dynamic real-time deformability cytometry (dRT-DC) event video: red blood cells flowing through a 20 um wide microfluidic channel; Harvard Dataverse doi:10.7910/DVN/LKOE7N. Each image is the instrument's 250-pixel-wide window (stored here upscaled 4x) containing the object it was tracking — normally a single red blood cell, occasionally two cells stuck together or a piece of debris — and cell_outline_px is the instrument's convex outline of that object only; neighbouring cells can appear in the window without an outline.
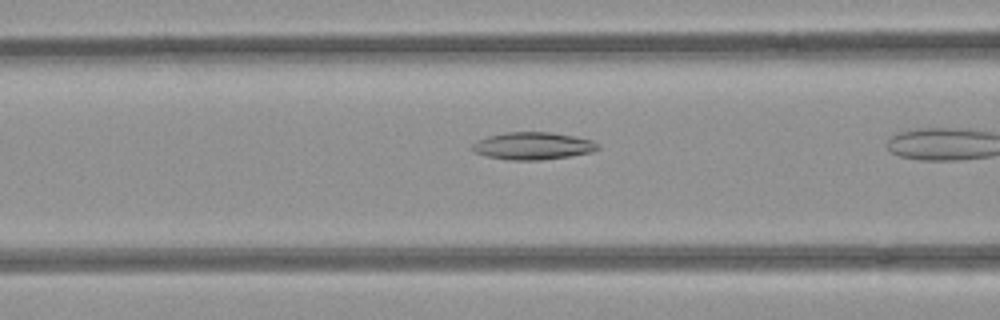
{"species": "common noctule bat (a hibernating species)", "species_latin": "Nyctalus noctula", "temperature_condition": "room temperature", "stored_images_in_passage": 8, "camera_frame_rate_fps": 3000, "um_per_image_px": 0.085, "animal": {"sex": "female", "body_mass_g": 21.9}, "frame": {"image": 1, "passage_image": 7, "time_ms": 2.0, "image_size_px": [1000, 320], "cell_outline_px": [[600, 148], [592, 152], [568, 156], [540, 160], [508, 160], [488, 156], [476, 152], [472, 148], [472, 144], [488, 136], [504, 132], [552, 132], [592, 140], [600, 144]], "centroid_in_image_um": [45.33, 12.4], "position_along_channel_um": 121.3, "area_um2": 19.88}}